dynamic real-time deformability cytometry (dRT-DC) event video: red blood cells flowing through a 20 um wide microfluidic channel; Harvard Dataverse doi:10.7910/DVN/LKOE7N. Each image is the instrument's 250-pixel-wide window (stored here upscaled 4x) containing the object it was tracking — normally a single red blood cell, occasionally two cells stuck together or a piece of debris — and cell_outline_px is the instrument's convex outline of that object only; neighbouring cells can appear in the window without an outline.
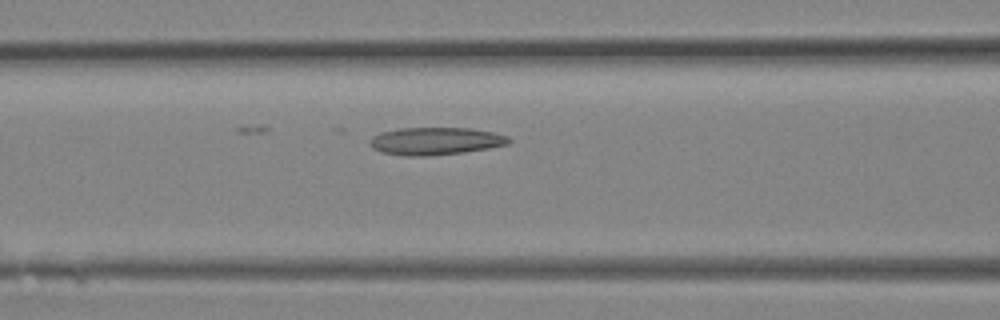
{"species": "Egyptian fruit bat (a non-hibernating species)", "species_latin": "Rousettus aegyptiacus", "temperature_condition": "room temperature", "stored_images_in_passage": 9, "camera_frame_rate_fps": 3000, "um_per_image_px": 0.085, "animal": {"sex": "female"}, "frame": {"image": 1, "passage_image": 6, "time_ms": 1.667, "image_size_px": [1000, 320], "cell_outline_px": [[512, 140], [508, 144], [488, 148], [464, 152], [428, 156], [404, 156], [380, 152], [372, 148], [368, 144], [368, 140], [372, 136], [380, 132], [396, 128], [472, 128], [492, 132], [508, 136]], "centroid_in_image_um": [36.96, 11.99], "position_along_channel_um": 129.6, "area_um2": 22.6}}
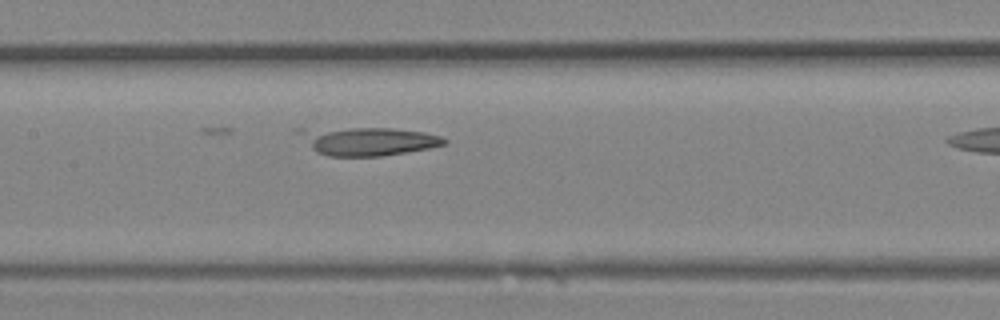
{"frame": {"image": 2, "passage_image": 8, "time_ms": 2.333, "image_size_px": [1000, 320], "cell_outline_px": [[448, 140], [444, 144], [428, 148], [384, 156], [328, 156], [316, 152], [292, 132], [292, 128], [392, 128], [424, 132], [440, 136]], "centroid_in_image_um": [31.12, 11.98], "position_along_channel_um": 176.3, "area_um2": 24.39}}